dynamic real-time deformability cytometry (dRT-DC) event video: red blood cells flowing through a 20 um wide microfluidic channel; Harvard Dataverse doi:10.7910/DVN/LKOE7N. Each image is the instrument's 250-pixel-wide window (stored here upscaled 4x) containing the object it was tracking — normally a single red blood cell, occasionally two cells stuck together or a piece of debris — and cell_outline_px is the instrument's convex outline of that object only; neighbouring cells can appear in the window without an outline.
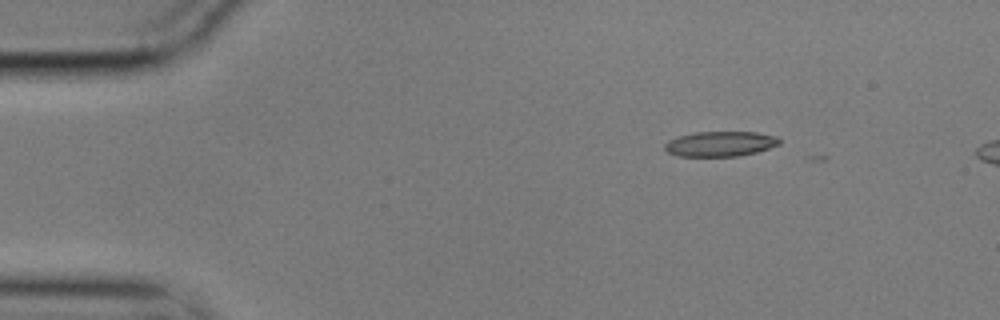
{"species": "common noctule bat (a hibernating species)", "species_latin": "Nyctalus noctula", "temperature_condition": "cold", "stored_images_in_passage": 6, "camera_frame_rate_fps": 3000, "um_per_image_px": 0.085, "animal": {"sex": "male", "body_mass_g": 17.9}, "frame": {"image": 1, "passage_image": 3, "time_ms": 0.667, "image_size_px": [1000, 320], "cell_outline_px": [[780, 144], [756, 152], [740, 156], [676, 156], [668, 152], [664, 148], [664, 144], [668, 140], [680, 136], [696, 132], [756, 132], [776, 136], [780, 140]], "centroid_in_image_um": [61.21, 12.23], "position_along_channel_um": 23.8, "area_um2": 16.7}}